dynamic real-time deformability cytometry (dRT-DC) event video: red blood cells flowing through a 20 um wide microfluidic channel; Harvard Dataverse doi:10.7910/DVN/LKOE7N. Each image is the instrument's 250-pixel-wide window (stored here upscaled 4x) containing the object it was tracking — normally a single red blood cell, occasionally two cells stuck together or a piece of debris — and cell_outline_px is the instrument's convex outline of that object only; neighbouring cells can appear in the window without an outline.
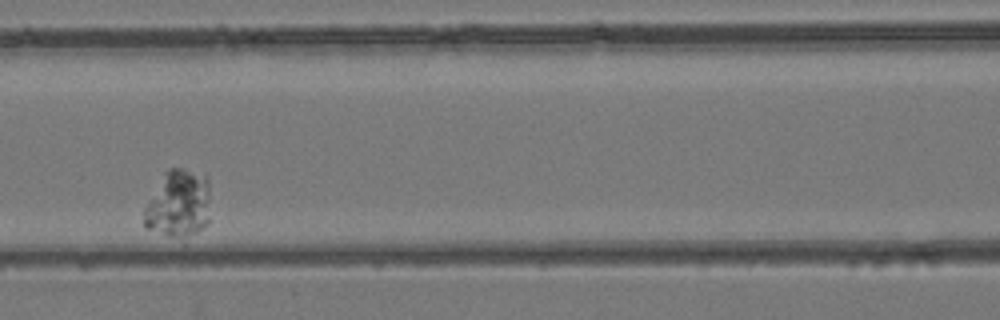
{"species": "common noctule bat (a hibernating species)", "species_latin": "Nyctalus noctula", "temperature_condition": "room temperature", "stored_images_in_passage": 7, "camera_frame_rate_fps": 3000, "um_per_image_px": 0.085, "animal": {"sex": "female", "body_mass_g": 24.6, "forearm_length_mm": 56.2}, "frame": {"image": 1, "passage_image": 3, "time_ms": 2.333, "image_size_px": [1000, 320], "cell_outline_px": [[208, 224], [184, 248], [148, 228], [144, 224], [144, 208], [148, 200], [164, 172], [168, 168], [180, 168], [204, 176], [208, 180]], "centroid_in_image_um": [15.16, 17.53], "position_along_channel_um": 151.4, "area_um2": 27.51}}
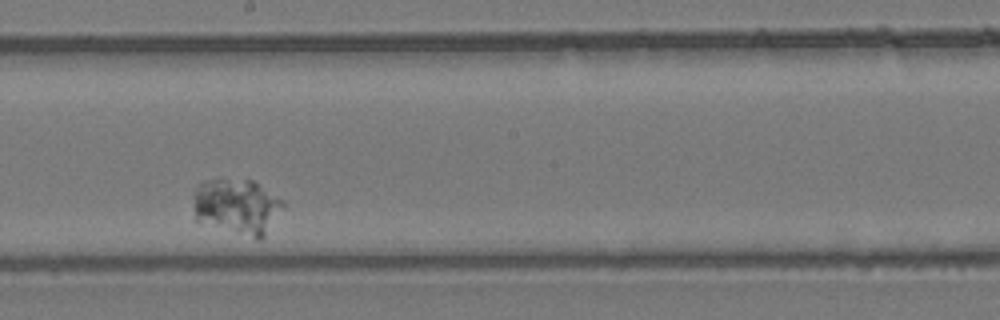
{"frame": {"image": 2, "passage_image": 5, "time_ms": 4.333, "image_size_px": [1000, 320], "cell_outline_px": [[288, 204], [264, 236], [260, 240], [256, 240], [196, 220], [192, 196], [200, 184], [204, 180], [220, 176], [252, 180], [284, 200]], "centroid_in_image_um": [20.18, 17.52], "position_along_channel_um": 228.0, "area_um2": 29.94}}
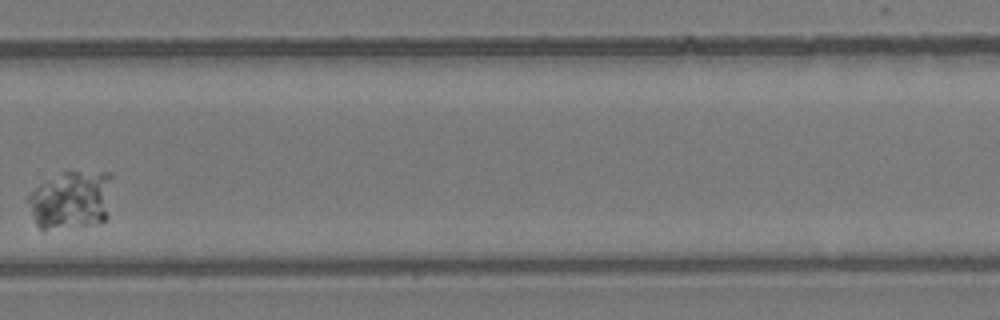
{"frame": {"image": 3, "passage_image": 7, "time_ms": 6.667, "image_size_px": [1000, 320], "cell_outline_px": [[112, 176], [108, 216], [104, 220], [96, 224], [44, 232], [36, 224], [24, 200], [40, 184], [60, 172], [112, 172]], "centroid_in_image_um": [6.02, 17.04], "position_along_channel_um": 323.8, "area_um2": 29.48}}